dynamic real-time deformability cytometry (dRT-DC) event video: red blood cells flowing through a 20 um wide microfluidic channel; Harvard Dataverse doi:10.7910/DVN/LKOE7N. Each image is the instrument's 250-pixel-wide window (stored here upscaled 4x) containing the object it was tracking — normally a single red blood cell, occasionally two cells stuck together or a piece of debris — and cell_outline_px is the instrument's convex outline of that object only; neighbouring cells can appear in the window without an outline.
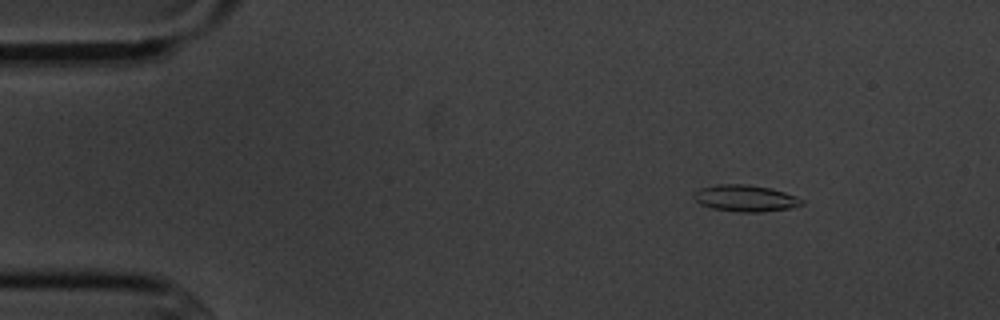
{"species": "common noctule bat (a hibernating species)", "species_latin": "Nyctalus noctula", "temperature_condition": "cold", "stored_images_in_passage": 4, "camera_frame_rate_fps": 3000, "um_per_image_px": 0.085, "animal": {"sex": "male", "body_mass_g": 20.1, "forearm_length_mm": 53.5}, "frame": {"image": 1, "passage_image": 1, "time_ms": 0.0, "image_size_px": [1000, 320], "cell_outline_px": [[804, 204], [788, 208], [760, 212], [736, 212], [712, 208], [700, 204], [692, 196], [692, 192], [700, 188], [716, 184], [748, 184], [772, 188], [796, 196], [804, 200]], "centroid_in_image_um": [63.33, 16.84], "position_along_channel_um": 21.7, "area_um2": 16.88}}